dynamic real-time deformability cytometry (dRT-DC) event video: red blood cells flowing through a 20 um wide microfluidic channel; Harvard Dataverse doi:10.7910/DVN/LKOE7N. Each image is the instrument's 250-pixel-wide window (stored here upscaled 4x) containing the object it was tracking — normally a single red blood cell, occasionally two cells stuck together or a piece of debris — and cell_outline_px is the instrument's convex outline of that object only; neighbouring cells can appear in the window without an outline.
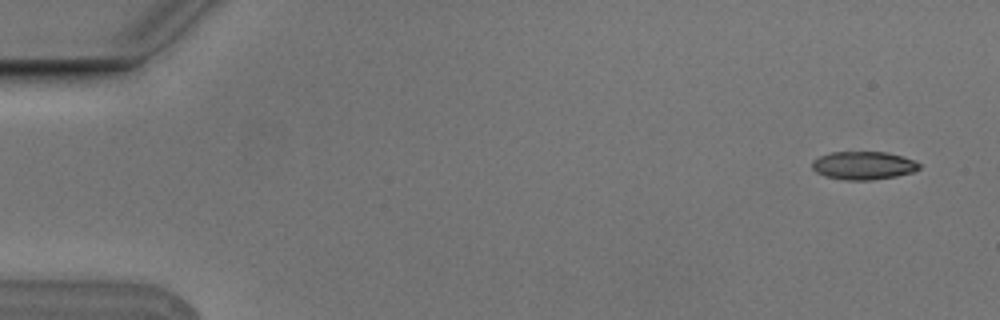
{"species": "Egyptian fruit bat (a non-hibernating species)", "species_latin": "Rousettus aegyptiacus", "temperature_condition": "cold", "stored_images_in_passage": 4, "camera_frame_rate_fps": 3000, "um_per_image_px": 0.085, "animal": {"sex": "male"}, "frame": {"image": 1, "passage_image": 1, "time_ms": 0.0, "image_size_px": [1000, 320], "cell_outline_px": [[920, 168], [912, 172], [896, 176], [872, 180], [844, 180], [824, 176], [816, 172], [812, 168], [812, 160], [820, 156], [832, 152], [888, 152], [912, 160], [920, 164]], "centroid_in_image_um": [73.35, 14.07], "position_along_channel_um": 11.6, "area_um2": 17.51}}